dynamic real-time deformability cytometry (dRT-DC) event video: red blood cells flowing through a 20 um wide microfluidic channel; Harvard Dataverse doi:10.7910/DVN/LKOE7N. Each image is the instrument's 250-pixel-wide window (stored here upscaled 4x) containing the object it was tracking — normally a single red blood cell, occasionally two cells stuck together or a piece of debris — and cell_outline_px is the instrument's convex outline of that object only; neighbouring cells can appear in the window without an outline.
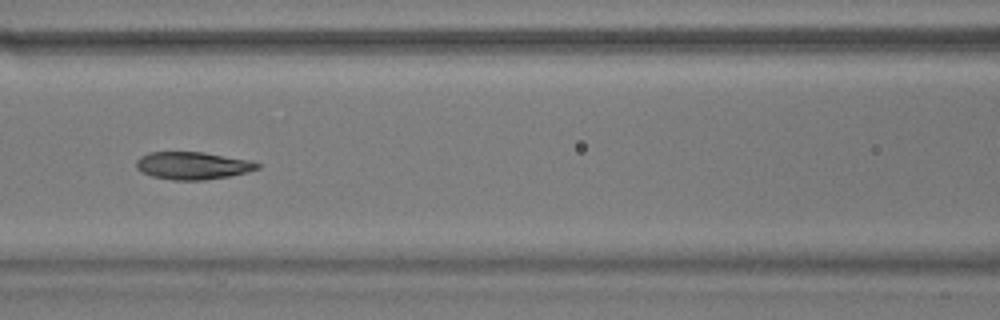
{"species": "common noctule bat (a hibernating species)", "species_latin": "Nyctalus noctula", "temperature_condition": "warm", "stored_images_in_passage": 9, "camera_frame_rate_fps": 3000, "um_per_image_px": 0.085, "animal": {"sex": "male", "body_mass_g": 17.9}, "frame": {"image": 1, "passage_image": 6, "time_ms": 1.667, "image_size_px": [1000, 320], "cell_outline_px": [[260, 168], [248, 172], [228, 176], [204, 180], [172, 180], [152, 176], [136, 168], [136, 160], [140, 156], [148, 152], [204, 152], [252, 160], [260, 164]], "centroid_in_image_um": [16.4, 14.07], "position_along_channel_um": 150.2, "area_um2": 19.54}}
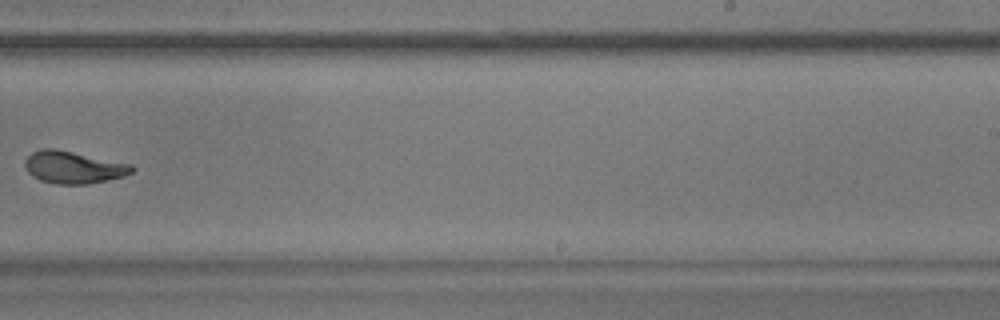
{"frame": {"image": 2, "passage_image": 9, "time_ms": 2.667, "image_size_px": [1000, 320], "cell_outline_px": [[136, 168], [132, 172], [124, 176], [88, 184], [56, 184], [40, 180], [32, 176], [28, 172], [24, 164], [24, 160], [32, 152], [44, 148], [56, 148], [132, 164]], "centroid_in_image_um": [6.24, 14.21], "position_along_channel_um": 282.8, "area_um2": 20.23}}